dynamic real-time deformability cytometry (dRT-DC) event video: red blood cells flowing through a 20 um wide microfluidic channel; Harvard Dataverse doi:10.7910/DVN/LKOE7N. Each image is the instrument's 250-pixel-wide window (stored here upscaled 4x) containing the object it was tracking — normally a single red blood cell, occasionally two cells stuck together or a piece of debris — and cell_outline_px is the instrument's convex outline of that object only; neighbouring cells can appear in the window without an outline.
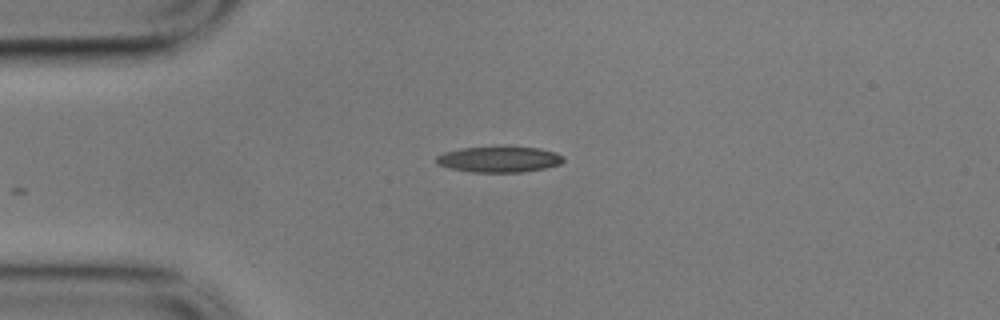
{"species": "common noctule bat (a hibernating species)", "species_latin": "Nyctalus noctula", "temperature_condition": "cold", "stored_images_in_passage": 44, "camera_frame_rate_fps": 3000, "um_per_image_px": 0.085, "animal": {"sex": "male", "body_mass_g": 17.9}, "frame": {"image": 1, "passage_image": 1, "time_ms": 0.0, "image_size_px": [1000, 320], "cell_outline_px": [[564, 160], [560, 164], [544, 168], [520, 172], [472, 172], [448, 168], [436, 164], [436, 156], [444, 152], [460, 148], [540, 148], [556, 152], [564, 156]], "centroid_in_image_um": [42.4, 13.56], "position_along_channel_um": 42.6, "area_um2": 18.84}}
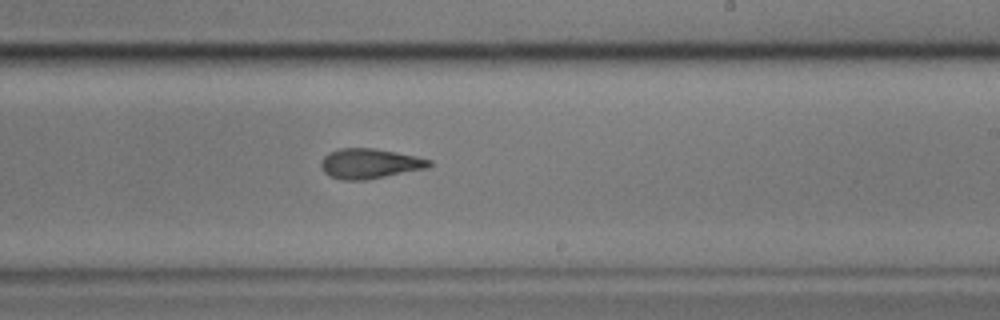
{"frame": {"image": 2, "passage_image": 21, "time_ms": 6.667, "image_size_px": [1000, 320], "cell_outline_px": [[432, 164], [428, 168], [364, 180], [340, 180], [324, 172], [320, 168], [320, 164], [324, 156], [328, 152], [340, 148], [372, 148], [396, 152], [416, 156], [432, 160]], "centroid_in_image_um": [31.41, 13.9], "position_along_channel_um": 257.6, "area_um2": 18.9}}
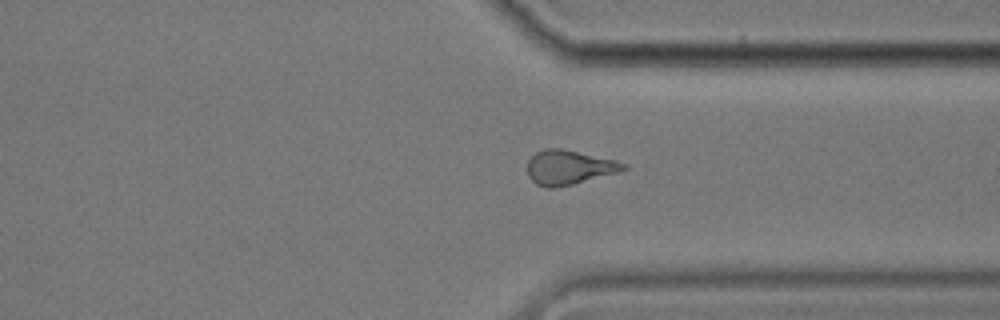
{"frame": {"image": 3, "passage_image": 30, "time_ms": 9.667, "image_size_px": [1000, 320], "cell_outline_px": [[628, 168], [616, 172], [572, 184], [556, 188], [544, 188], [536, 184], [528, 176], [528, 160], [536, 152], [544, 148], [560, 148], [616, 160], [628, 164]], "centroid_in_image_um": [48.33, 14.22], "position_along_channel_um": 363.1, "area_um2": 19.13}, "authors_computed_cell_mechanics": {"area_um2": 19.1607, "velocity_mm_per_s": 3.5194, "shape_relaxation_time_tau1_ms": 6.0441, "shape_relaxation_time_tau2_ms": 3.4693, "deformation_change_tau1": 0.1913, "deformation_change_tau2": 0.1322}}